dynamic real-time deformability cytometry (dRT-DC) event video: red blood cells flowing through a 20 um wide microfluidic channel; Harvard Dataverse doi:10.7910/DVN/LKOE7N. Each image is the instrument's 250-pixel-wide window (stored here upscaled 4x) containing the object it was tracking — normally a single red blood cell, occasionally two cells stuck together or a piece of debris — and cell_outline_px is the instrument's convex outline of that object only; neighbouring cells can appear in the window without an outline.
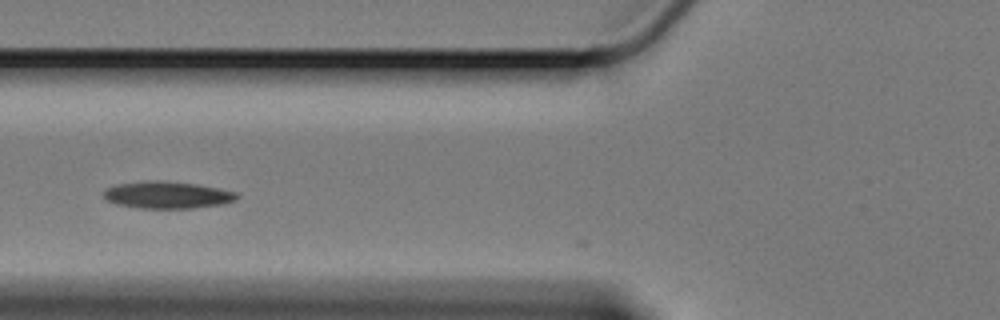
{"species": "Egyptian fruit bat (a non-hibernating species)", "species_latin": "Rousettus aegyptiacus", "temperature_condition": "cold", "stored_images_in_passage": 39, "camera_frame_rate_fps": 3000, "um_per_image_px": 0.085, "animal": {"sex": "female"}, "frame": {"image": 1, "passage_image": 2, "time_ms": 0.333, "image_size_px": [1000, 320], "cell_outline_px": [[240, 196], [236, 200], [220, 204], [192, 208], [140, 208], [116, 204], [108, 200], [104, 196], [104, 188], [116, 184], [148, 180], [160, 180], [196, 184], [236, 192]], "centroid_in_image_um": [14.19, 16.56], "position_along_channel_um": 111.6, "area_um2": 20.92}}
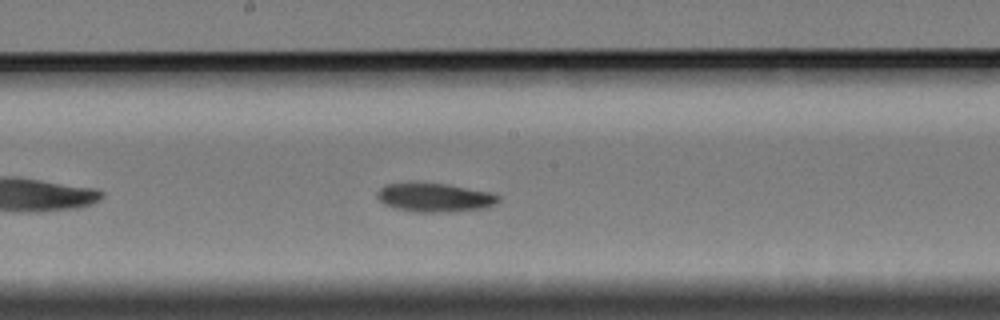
{"frame": {"image": 2, "passage_image": 11, "time_ms": 3.333, "image_size_px": [1000, 320], "cell_outline_px": [[500, 200], [496, 204], [488, 208], [456, 212], [412, 212], [396, 208], [384, 204], [376, 196], [376, 192], [384, 184], [412, 180], [416, 180], [448, 184], [488, 192], [500, 196]], "centroid_in_image_um": [36.91, 16.76], "position_along_channel_um": 211.3, "area_um2": 21.27}}
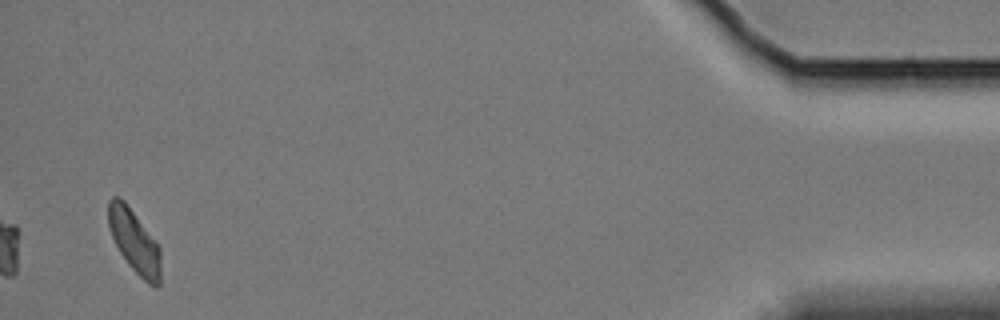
{"frame": {"image": 3, "passage_image": 37, "time_ms": 12.0, "image_size_px": [1000, 320], "cell_outline_px": [[160, 284], [156, 288], [148, 284], [128, 264], [120, 252], [112, 236], [108, 224], [108, 200], [112, 196], [120, 196], [124, 200], [160, 248]], "centroid_in_image_um": [11.41, 20.51], "position_along_channel_um": 423.8, "area_um2": 19.02}}